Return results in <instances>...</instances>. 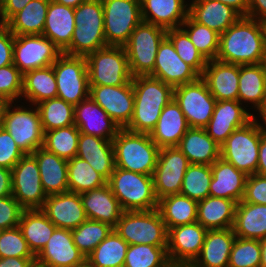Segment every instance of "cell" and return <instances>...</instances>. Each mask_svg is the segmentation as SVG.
I'll list each match as a JSON object with an SVG mask.
<instances>
[{
	"mask_svg": "<svg viewBox=\"0 0 266 267\" xmlns=\"http://www.w3.org/2000/svg\"><path fill=\"white\" fill-rule=\"evenodd\" d=\"M23 210L12 195L0 198V228L5 230L17 227Z\"/></svg>",
	"mask_w": 266,
	"mask_h": 267,
	"instance_id": "cell-55",
	"label": "cell"
},
{
	"mask_svg": "<svg viewBox=\"0 0 266 267\" xmlns=\"http://www.w3.org/2000/svg\"><path fill=\"white\" fill-rule=\"evenodd\" d=\"M253 119V113L238 100L217 101L206 133L222 145L237 128L246 125Z\"/></svg>",
	"mask_w": 266,
	"mask_h": 267,
	"instance_id": "cell-20",
	"label": "cell"
},
{
	"mask_svg": "<svg viewBox=\"0 0 266 267\" xmlns=\"http://www.w3.org/2000/svg\"><path fill=\"white\" fill-rule=\"evenodd\" d=\"M198 202L182 194L165 196L158 200V210L167 230L197 220Z\"/></svg>",
	"mask_w": 266,
	"mask_h": 267,
	"instance_id": "cell-40",
	"label": "cell"
},
{
	"mask_svg": "<svg viewBox=\"0 0 266 267\" xmlns=\"http://www.w3.org/2000/svg\"><path fill=\"white\" fill-rule=\"evenodd\" d=\"M188 15L218 34L224 33L241 17L231 7L216 0H189Z\"/></svg>",
	"mask_w": 266,
	"mask_h": 267,
	"instance_id": "cell-30",
	"label": "cell"
},
{
	"mask_svg": "<svg viewBox=\"0 0 266 267\" xmlns=\"http://www.w3.org/2000/svg\"><path fill=\"white\" fill-rule=\"evenodd\" d=\"M236 205L234 200L208 196L198 202L196 221L208 230L233 228Z\"/></svg>",
	"mask_w": 266,
	"mask_h": 267,
	"instance_id": "cell-35",
	"label": "cell"
},
{
	"mask_svg": "<svg viewBox=\"0 0 266 267\" xmlns=\"http://www.w3.org/2000/svg\"><path fill=\"white\" fill-rule=\"evenodd\" d=\"M89 86H122L132 80L124 46L108 45L86 56Z\"/></svg>",
	"mask_w": 266,
	"mask_h": 267,
	"instance_id": "cell-9",
	"label": "cell"
},
{
	"mask_svg": "<svg viewBox=\"0 0 266 267\" xmlns=\"http://www.w3.org/2000/svg\"><path fill=\"white\" fill-rule=\"evenodd\" d=\"M50 0H32L5 25L14 35L42 34Z\"/></svg>",
	"mask_w": 266,
	"mask_h": 267,
	"instance_id": "cell-41",
	"label": "cell"
},
{
	"mask_svg": "<svg viewBox=\"0 0 266 267\" xmlns=\"http://www.w3.org/2000/svg\"><path fill=\"white\" fill-rule=\"evenodd\" d=\"M181 27L187 32L191 42L207 61L216 59L220 34L195 22L189 15Z\"/></svg>",
	"mask_w": 266,
	"mask_h": 267,
	"instance_id": "cell-48",
	"label": "cell"
},
{
	"mask_svg": "<svg viewBox=\"0 0 266 267\" xmlns=\"http://www.w3.org/2000/svg\"><path fill=\"white\" fill-rule=\"evenodd\" d=\"M211 165L189 164L183 177L180 194L197 202L209 196Z\"/></svg>",
	"mask_w": 266,
	"mask_h": 267,
	"instance_id": "cell-49",
	"label": "cell"
},
{
	"mask_svg": "<svg viewBox=\"0 0 266 267\" xmlns=\"http://www.w3.org/2000/svg\"><path fill=\"white\" fill-rule=\"evenodd\" d=\"M209 196L234 200L239 203L244 195L247 175L221 157L212 165Z\"/></svg>",
	"mask_w": 266,
	"mask_h": 267,
	"instance_id": "cell-25",
	"label": "cell"
},
{
	"mask_svg": "<svg viewBox=\"0 0 266 267\" xmlns=\"http://www.w3.org/2000/svg\"><path fill=\"white\" fill-rule=\"evenodd\" d=\"M23 74L14 65L0 68V97L9 102H20L22 95ZM19 99V100H18Z\"/></svg>",
	"mask_w": 266,
	"mask_h": 267,
	"instance_id": "cell-53",
	"label": "cell"
},
{
	"mask_svg": "<svg viewBox=\"0 0 266 267\" xmlns=\"http://www.w3.org/2000/svg\"><path fill=\"white\" fill-rule=\"evenodd\" d=\"M43 131L74 125V106L60 98H51L36 105Z\"/></svg>",
	"mask_w": 266,
	"mask_h": 267,
	"instance_id": "cell-45",
	"label": "cell"
},
{
	"mask_svg": "<svg viewBox=\"0 0 266 267\" xmlns=\"http://www.w3.org/2000/svg\"><path fill=\"white\" fill-rule=\"evenodd\" d=\"M265 88L266 72L262 63L239 65L238 101L242 105L250 111L254 109V113L262 104Z\"/></svg>",
	"mask_w": 266,
	"mask_h": 267,
	"instance_id": "cell-36",
	"label": "cell"
},
{
	"mask_svg": "<svg viewBox=\"0 0 266 267\" xmlns=\"http://www.w3.org/2000/svg\"><path fill=\"white\" fill-rule=\"evenodd\" d=\"M107 45L124 46L143 21L140 0H101Z\"/></svg>",
	"mask_w": 266,
	"mask_h": 267,
	"instance_id": "cell-11",
	"label": "cell"
},
{
	"mask_svg": "<svg viewBox=\"0 0 266 267\" xmlns=\"http://www.w3.org/2000/svg\"><path fill=\"white\" fill-rule=\"evenodd\" d=\"M134 113L125 128L134 133H147L155 128L162 109L174 98V88L151 76L132 77Z\"/></svg>",
	"mask_w": 266,
	"mask_h": 267,
	"instance_id": "cell-2",
	"label": "cell"
},
{
	"mask_svg": "<svg viewBox=\"0 0 266 267\" xmlns=\"http://www.w3.org/2000/svg\"><path fill=\"white\" fill-rule=\"evenodd\" d=\"M189 128L185 115L173 98L162 109L158 122L149 135L159 148L177 147Z\"/></svg>",
	"mask_w": 266,
	"mask_h": 267,
	"instance_id": "cell-26",
	"label": "cell"
},
{
	"mask_svg": "<svg viewBox=\"0 0 266 267\" xmlns=\"http://www.w3.org/2000/svg\"><path fill=\"white\" fill-rule=\"evenodd\" d=\"M219 1L233 10H235L241 17H247L249 9V0H216Z\"/></svg>",
	"mask_w": 266,
	"mask_h": 267,
	"instance_id": "cell-63",
	"label": "cell"
},
{
	"mask_svg": "<svg viewBox=\"0 0 266 267\" xmlns=\"http://www.w3.org/2000/svg\"><path fill=\"white\" fill-rule=\"evenodd\" d=\"M3 232V229L2 228H0V236H1V233Z\"/></svg>",
	"mask_w": 266,
	"mask_h": 267,
	"instance_id": "cell-72",
	"label": "cell"
},
{
	"mask_svg": "<svg viewBox=\"0 0 266 267\" xmlns=\"http://www.w3.org/2000/svg\"><path fill=\"white\" fill-rule=\"evenodd\" d=\"M143 22L166 30L181 27L188 17L189 0H140Z\"/></svg>",
	"mask_w": 266,
	"mask_h": 267,
	"instance_id": "cell-27",
	"label": "cell"
},
{
	"mask_svg": "<svg viewBox=\"0 0 266 267\" xmlns=\"http://www.w3.org/2000/svg\"><path fill=\"white\" fill-rule=\"evenodd\" d=\"M14 35L5 24H0V68L13 64Z\"/></svg>",
	"mask_w": 266,
	"mask_h": 267,
	"instance_id": "cell-57",
	"label": "cell"
},
{
	"mask_svg": "<svg viewBox=\"0 0 266 267\" xmlns=\"http://www.w3.org/2000/svg\"><path fill=\"white\" fill-rule=\"evenodd\" d=\"M57 82V98L73 106L89 97V78L85 56L62 53L52 64Z\"/></svg>",
	"mask_w": 266,
	"mask_h": 267,
	"instance_id": "cell-12",
	"label": "cell"
},
{
	"mask_svg": "<svg viewBox=\"0 0 266 267\" xmlns=\"http://www.w3.org/2000/svg\"><path fill=\"white\" fill-rule=\"evenodd\" d=\"M76 156L86 160L107 181L114 171V148L110 140L80 133Z\"/></svg>",
	"mask_w": 266,
	"mask_h": 267,
	"instance_id": "cell-31",
	"label": "cell"
},
{
	"mask_svg": "<svg viewBox=\"0 0 266 267\" xmlns=\"http://www.w3.org/2000/svg\"><path fill=\"white\" fill-rule=\"evenodd\" d=\"M256 112H258V113H256ZM253 119L257 120L258 122H261V124L264 127H266V88H265V93H264V98H263L262 104L255 111V113H253Z\"/></svg>",
	"mask_w": 266,
	"mask_h": 267,
	"instance_id": "cell-64",
	"label": "cell"
},
{
	"mask_svg": "<svg viewBox=\"0 0 266 267\" xmlns=\"http://www.w3.org/2000/svg\"><path fill=\"white\" fill-rule=\"evenodd\" d=\"M53 1L61 5L77 8L81 3H84L87 0H53Z\"/></svg>",
	"mask_w": 266,
	"mask_h": 267,
	"instance_id": "cell-65",
	"label": "cell"
},
{
	"mask_svg": "<svg viewBox=\"0 0 266 267\" xmlns=\"http://www.w3.org/2000/svg\"><path fill=\"white\" fill-rule=\"evenodd\" d=\"M41 211L57 228L72 230L87 220L80 194L70 191L48 195Z\"/></svg>",
	"mask_w": 266,
	"mask_h": 267,
	"instance_id": "cell-22",
	"label": "cell"
},
{
	"mask_svg": "<svg viewBox=\"0 0 266 267\" xmlns=\"http://www.w3.org/2000/svg\"><path fill=\"white\" fill-rule=\"evenodd\" d=\"M262 64H263L265 72H266V51H265V54H264V57H263Z\"/></svg>",
	"mask_w": 266,
	"mask_h": 267,
	"instance_id": "cell-69",
	"label": "cell"
},
{
	"mask_svg": "<svg viewBox=\"0 0 266 267\" xmlns=\"http://www.w3.org/2000/svg\"><path fill=\"white\" fill-rule=\"evenodd\" d=\"M190 164L212 165L220 158L218 145L204 128L190 127L177 146Z\"/></svg>",
	"mask_w": 266,
	"mask_h": 267,
	"instance_id": "cell-34",
	"label": "cell"
},
{
	"mask_svg": "<svg viewBox=\"0 0 266 267\" xmlns=\"http://www.w3.org/2000/svg\"><path fill=\"white\" fill-rule=\"evenodd\" d=\"M12 196L24 210L41 209L47 195L41 184L36 158L25 154L11 169Z\"/></svg>",
	"mask_w": 266,
	"mask_h": 267,
	"instance_id": "cell-13",
	"label": "cell"
},
{
	"mask_svg": "<svg viewBox=\"0 0 266 267\" xmlns=\"http://www.w3.org/2000/svg\"><path fill=\"white\" fill-rule=\"evenodd\" d=\"M114 230L129 245L168 246V230L158 209L124 211Z\"/></svg>",
	"mask_w": 266,
	"mask_h": 267,
	"instance_id": "cell-6",
	"label": "cell"
},
{
	"mask_svg": "<svg viewBox=\"0 0 266 267\" xmlns=\"http://www.w3.org/2000/svg\"><path fill=\"white\" fill-rule=\"evenodd\" d=\"M113 230L110 224L87 219L71 233L74 244L87 257Z\"/></svg>",
	"mask_w": 266,
	"mask_h": 267,
	"instance_id": "cell-47",
	"label": "cell"
},
{
	"mask_svg": "<svg viewBox=\"0 0 266 267\" xmlns=\"http://www.w3.org/2000/svg\"><path fill=\"white\" fill-rule=\"evenodd\" d=\"M173 88L193 82L200 75L177 54L171 40L166 36L159 45L153 72L149 75Z\"/></svg>",
	"mask_w": 266,
	"mask_h": 267,
	"instance_id": "cell-19",
	"label": "cell"
},
{
	"mask_svg": "<svg viewBox=\"0 0 266 267\" xmlns=\"http://www.w3.org/2000/svg\"><path fill=\"white\" fill-rule=\"evenodd\" d=\"M235 238L233 228L208 230L200 254L189 267H228Z\"/></svg>",
	"mask_w": 266,
	"mask_h": 267,
	"instance_id": "cell-29",
	"label": "cell"
},
{
	"mask_svg": "<svg viewBox=\"0 0 266 267\" xmlns=\"http://www.w3.org/2000/svg\"><path fill=\"white\" fill-rule=\"evenodd\" d=\"M9 101L0 97V127L3 126L4 113Z\"/></svg>",
	"mask_w": 266,
	"mask_h": 267,
	"instance_id": "cell-66",
	"label": "cell"
},
{
	"mask_svg": "<svg viewBox=\"0 0 266 267\" xmlns=\"http://www.w3.org/2000/svg\"><path fill=\"white\" fill-rule=\"evenodd\" d=\"M9 102L5 109L3 126L24 154H33L42 148L44 131L36 105ZM28 106V107H27Z\"/></svg>",
	"mask_w": 266,
	"mask_h": 267,
	"instance_id": "cell-7",
	"label": "cell"
},
{
	"mask_svg": "<svg viewBox=\"0 0 266 267\" xmlns=\"http://www.w3.org/2000/svg\"><path fill=\"white\" fill-rule=\"evenodd\" d=\"M76 27L71 44L62 52L71 56H87L108 46L104 35V12L101 0H87L74 8Z\"/></svg>",
	"mask_w": 266,
	"mask_h": 267,
	"instance_id": "cell-4",
	"label": "cell"
},
{
	"mask_svg": "<svg viewBox=\"0 0 266 267\" xmlns=\"http://www.w3.org/2000/svg\"><path fill=\"white\" fill-rule=\"evenodd\" d=\"M86 260L73 242L71 230L56 228L36 255V267H71Z\"/></svg>",
	"mask_w": 266,
	"mask_h": 267,
	"instance_id": "cell-21",
	"label": "cell"
},
{
	"mask_svg": "<svg viewBox=\"0 0 266 267\" xmlns=\"http://www.w3.org/2000/svg\"><path fill=\"white\" fill-rule=\"evenodd\" d=\"M0 267H36V258H0Z\"/></svg>",
	"mask_w": 266,
	"mask_h": 267,
	"instance_id": "cell-60",
	"label": "cell"
},
{
	"mask_svg": "<svg viewBox=\"0 0 266 267\" xmlns=\"http://www.w3.org/2000/svg\"><path fill=\"white\" fill-rule=\"evenodd\" d=\"M107 184L124 211L158 208L153 176L115 167Z\"/></svg>",
	"mask_w": 266,
	"mask_h": 267,
	"instance_id": "cell-5",
	"label": "cell"
},
{
	"mask_svg": "<svg viewBox=\"0 0 266 267\" xmlns=\"http://www.w3.org/2000/svg\"><path fill=\"white\" fill-rule=\"evenodd\" d=\"M68 190L78 194L98 189L107 184V180L86 161L77 156L67 163Z\"/></svg>",
	"mask_w": 266,
	"mask_h": 267,
	"instance_id": "cell-43",
	"label": "cell"
},
{
	"mask_svg": "<svg viewBox=\"0 0 266 267\" xmlns=\"http://www.w3.org/2000/svg\"><path fill=\"white\" fill-rule=\"evenodd\" d=\"M201 77L217 101L238 100L239 65L210 60Z\"/></svg>",
	"mask_w": 266,
	"mask_h": 267,
	"instance_id": "cell-24",
	"label": "cell"
},
{
	"mask_svg": "<svg viewBox=\"0 0 266 267\" xmlns=\"http://www.w3.org/2000/svg\"><path fill=\"white\" fill-rule=\"evenodd\" d=\"M260 240L235 238L233 242L228 267H260Z\"/></svg>",
	"mask_w": 266,
	"mask_h": 267,
	"instance_id": "cell-51",
	"label": "cell"
},
{
	"mask_svg": "<svg viewBox=\"0 0 266 267\" xmlns=\"http://www.w3.org/2000/svg\"><path fill=\"white\" fill-rule=\"evenodd\" d=\"M174 99L189 126L197 128H205L208 125L217 102L201 76L193 82L175 87Z\"/></svg>",
	"mask_w": 266,
	"mask_h": 267,
	"instance_id": "cell-14",
	"label": "cell"
},
{
	"mask_svg": "<svg viewBox=\"0 0 266 267\" xmlns=\"http://www.w3.org/2000/svg\"><path fill=\"white\" fill-rule=\"evenodd\" d=\"M57 98V82L53 66L34 69L23 74L21 101L37 105Z\"/></svg>",
	"mask_w": 266,
	"mask_h": 267,
	"instance_id": "cell-38",
	"label": "cell"
},
{
	"mask_svg": "<svg viewBox=\"0 0 266 267\" xmlns=\"http://www.w3.org/2000/svg\"><path fill=\"white\" fill-rule=\"evenodd\" d=\"M32 155L37 160L41 184L47 196L69 191L67 160L48 152L43 147Z\"/></svg>",
	"mask_w": 266,
	"mask_h": 267,
	"instance_id": "cell-33",
	"label": "cell"
},
{
	"mask_svg": "<svg viewBox=\"0 0 266 267\" xmlns=\"http://www.w3.org/2000/svg\"><path fill=\"white\" fill-rule=\"evenodd\" d=\"M189 164L187 157L178 147L160 148L153 174L154 190L158 200L180 193Z\"/></svg>",
	"mask_w": 266,
	"mask_h": 267,
	"instance_id": "cell-17",
	"label": "cell"
},
{
	"mask_svg": "<svg viewBox=\"0 0 266 267\" xmlns=\"http://www.w3.org/2000/svg\"><path fill=\"white\" fill-rule=\"evenodd\" d=\"M124 267H173L167 254V246L148 244L129 245Z\"/></svg>",
	"mask_w": 266,
	"mask_h": 267,
	"instance_id": "cell-46",
	"label": "cell"
},
{
	"mask_svg": "<svg viewBox=\"0 0 266 267\" xmlns=\"http://www.w3.org/2000/svg\"><path fill=\"white\" fill-rule=\"evenodd\" d=\"M112 143L115 167L153 176L160 148L149 134L120 129Z\"/></svg>",
	"mask_w": 266,
	"mask_h": 267,
	"instance_id": "cell-3",
	"label": "cell"
},
{
	"mask_svg": "<svg viewBox=\"0 0 266 267\" xmlns=\"http://www.w3.org/2000/svg\"><path fill=\"white\" fill-rule=\"evenodd\" d=\"M18 227L35 256L44 248L57 228L41 209L23 210Z\"/></svg>",
	"mask_w": 266,
	"mask_h": 267,
	"instance_id": "cell-39",
	"label": "cell"
},
{
	"mask_svg": "<svg viewBox=\"0 0 266 267\" xmlns=\"http://www.w3.org/2000/svg\"><path fill=\"white\" fill-rule=\"evenodd\" d=\"M261 244V263L260 267H266V238L260 240Z\"/></svg>",
	"mask_w": 266,
	"mask_h": 267,
	"instance_id": "cell-67",
	"label": "cell"
},
{
	"mask_svg": "<svg viewBox=\"0 0 266 267\" xmlns=\"http://www.w3.org/2000/svg\"><path fill=\"white\" fill-rule=\"evenodd\" d=\"M247 17L263 21L266 18V0H249Z\"/></svg>",
	"mask_w": 266,
	"mask_h": 267,
	"instance_id": "cell-59",
	"label": "cell"
},
{
	"mask_svg": "<svg viewBox=\"0 0 266 267\" xmlns=\"http://www.w3.org/2000/svg\"><path fill=\"white\" fill-rule=\"evenodd\" d=\"M74 8L50 0L42 35L49 38L62 52L71 44L76 27Z\"/></svg>",
	"mask_w": 266,
	"mask_h": 267,
	"instance_id": "cell-32",
	"label": "cell"
},
{
	"mask_svg": "<svg viewBox=\"0 0 266 267\" xmlns=\"http://www.w3.org/2000/svg\"><path fill=\"white\" fill-rule=\"evenodd\" d=\"M166 36L173 43L180 58L202 76L208 61L196 49L187 32L182 27L172 28L166 31Z\"/></svg>",
	"mask_w": 266,
	"mask_h": 267,
	"instance_id": "cell-50",
	"label": "cell"
},
{
	"mask_svg": "<svg viewBox=\"0 0 266 267\" xmlns=\"http://www.w3.org/2000/svg\"><path fill=\"white\" fill-rule=\"evenodd\" d=\"M264 32H265V41H266V18L262 21Z\"/></svg>",
	"mask_w": 266,
	"mask_h": 267,
	"instance_id": "cell-70",
	"label": "cell"
},
{
	"mask_svg": "<svg viewBox=\"0 0 266 267\" xmlns=\"http://www.w3.org/2000/svg\"><path fill=\"white\" fill-rule=\"evenodd\" d=\"M234 233L238 238L262 240L266 238V205L237 203Z\"/></svg>",
	"mask_w": 266,
	"mask_h": 267,
	"instance_id": "cell-37",
	"label": "cell"
},
{
	"mask_svg": "<svg viewBox=\"0 0 266 267\" xmlns=\"http://www.w3.org/2000/svg\"><path fill=\"white\" fill-rule=\"evenodd\" d=\"M256 174L266 176V127L262 125V137L259 145L258 165Z\"/></svg>",
	"mask_w": 266,
	"mask_h": 267,
	"instance_id": "cell-61",
	"label": "cell"
},
{
	"mask_svg": "<svg viewBox=\"0 0 266 267\" xmlns=\"http://www.w3.org/2000/svg\"><path fill=\"white\" fill-rule=\"evenodd\" d=\"M32 0H4L0 10V24H6Z\"/></svg>",
	"mask_w": 266,
	"mask_h": 267,
	"instance_id": "cell-58",
	"label": "cell"
},
{
	"mask_svg": "<svg viewBox=\"0 0 266 267\" xmlns=\"http://www.w3.org/2000/svg\"><path fill=\"white\" fill-rule=\"evenodd\" d=\"M71 267H95L94 265H92L87 259L85 261H83L80 264L71 266Z\"/></svg>",
	"mask_w": 266,
	"mask_h": 267,
	"instance_id": "cell-68",
	"label": "cell"
},
{
	"mask_svg": "<svg viewBox=\"0 0 266 267\" xmlns=\"http://www.w3.org/2000/svg\"><path fill=\"white\" fill-rule=\"evenodd\" d=\"M12 195L11 170L0 167V198Z\"/></svg>",
	"mask_w": 266,
	"mask_h": 267,
	"instance_id": "cell-62",
	"label": "cell"
},
{
	"mask_svg": "<svg viewBox=\"0 0 266 267\" xmlns=\"http://www.w3.org/2000/svg\"><path fill=\"white\" fill-rule=\"evenodd\" d=\"M87 219L117 225L124 210L108 184L80 194Z\"/></svg>",
	"mask_w": 266,
	"mask_h": 267,
	"instance_id": "cell-28",
	"label": "cell"
},
{
	"mask_svg": "<svg viewBox=\"0 0 266 267\" xmlns=\"http://www.w3.org/2000/svg\"><path fill=\"white\" fill-rule=\"evenodd\" d=\"M89 96L107 112L120 129L129 125L134 113L132 80L122 86H90Z\"/></svg>",
	"mask_w": 266,
	"mask_h": 267,
	"instance_id": "cell-18",
	"label": "cell"
},
{
	"mask_svg": "<svg viewBox=\"0 0 266 267\" xmlns=\"http://www.w3.org/2000/svg\"><path fill=\"white\" fill-rule=\"evenodd\" d=\"M80 131L75 125L44 132L43 148L65 160L76 156Z\"/></svg>",
	"mask_w": 266,
	"mask_h": 267,
	"instance_id": "cell-44",
	"label": "cell"
},
{
	"mask_svg": "<svg viewBox=\"0 0 266 267\" xmlns=\"http://www.w3.org/2000/svg\"><path fill=\"white\" fill-rule=\"evenodd\" d=\"M262 124L252 119L237 128L220 146V157L247 176L256 174Z\"/></svg>",
	"mask_w": 266,
	"mask_h": 267,
	"instance_id": "cell-8",
	"label": "cell"
},
{
	"mask_svg": "<svg viewBox=\"0 0 266 267\" xmlns=\"http://www.w3.org/2000/svg\"><path fill=\"white\" fill-rule=\"evenodd\" d=\"M74 125L80 133L112 141L120 128L90 96L74 106Z\"/></svg>",
	"mask_w": 266,
	"mask_h": 267,
	"instance_id": "cell-23",
	"label": "cell"
},
{
	"mask_svg": "<svg viewBox=\"0 0 266 267\" xmlns=\"http://www.w3.org/2000/svg\"><path fill=\"white\" fill-rule=\"evenodd\" d=\"M207 231L197 221L168 230L167 254L173 267H189L195 261Z\"/></svg>",
	"mask_w": 266,
	"mask_h": 267,
	"instance_id": "cell-16",
	"label": "cell"
},
{
	"mask_svg": "<svg viewBox=\"0 0 266 267\" xmlns=\"http://www.w3.org/2000/svg\"><path fill=\"white\" fill-rule=\"evenodd\" d=\"M62 51L42 34L14 36L13 64L22 74L51 66Z\"/></svg>",
	"mask_w": 266,
	"mask_h": 267,
	"instance_id": "cell-15",
	"label": "cell"
},
{
	"mask_svg": "<svg viewBox=\"0 0 266 267\" xmlns=\"http://www.w3.org/2000/svg\"><path fill=\"white\" fill-rule=\"evenodd\" d=\"M242 201L266 205V176L259 174L247 176Z\"/></svg>",
	"mask_w": 266,
	"mask_h": 267,
	"instance_id": "cell-56",
	"label": "cell"
},
{
	"mask_svg": "<svg viewBox=\"0 0 266 267\" xmlns=\"http://www.w3.org/2000/svg\"><path fill=\"white\" fill-rule=\"evenodd\" d=\"M36 258L29 249L20 228L5 229L0 236V258Z\"/></svg>",
	"mask_w": 266,
	"mask_h": 267,
	"instance_id": "cell-52",
	"label": "cell"
},
{
	"mask_svg": "<svg viewBox=\"0 0 266 267\" xmlns=\"http://www.w3.org/2000/svg\"><path fill=\"white\" fill-rule=\"evenodd\" d=\"M3 3H4V0H0V10H1L2 6H3Z\"/></svg>",
	"mask_w": 266,
	"mask_h": 267,
	"instance_id": "cell-71",
	"label": "cell"
},
{
	"mask_svg": "<svg viewBox=\"0 0 266 267\" xmlns=\"http://www.w3.org/2000/svg\"><path fill=\"white\" fill-rule=\"evenodd\" d=\"M266 51L262 21L240 17L219 37L216 59L236 65L260 64Z\"/></svg>",
	"mask_w": 266,
	"mask_h": 267,
	"instance_id": "cell-1",
	"label": "cell"
},
{
	"mask_svg": "<svg viewBox=\"0 0 266 267\" xmlns=\"http://www.w3.org/2000/svg\"><path fill=\"white\" fill-rule=\"evenodd\" d=\"M24 155L7 130L0 127V167L11 170Z\"/></svg>",
	"mask_w": 266,
	"mask_h": 267,
	"instance_id": "cell-54",
	"label": "cell"
},
{
	"mask_svg": "<svg viewBox=\"0 0 266 267\" xmlns=\"http://www.w3.org/2000/svg\"><path fill=\"white\" fill-rule=\"evenodd\" d=\"M129 244L113 230L86 257L95 267H124Z\"/></svg>",
	"mask_w": 266,
	"mask_h": 267,
	"instance_id": "cell-42",
	"label": "cell"
},
{
	"mask_svg": "<svg viewBox=\"0 0 266 267\" xmlns=\"http://www.w3.org/2000/svg\"><path fill=\"white\" fill-rule=\"evenodd\" d=\"M166 31L143 21L133 30L124 45L132 77L148 76L153 72L158 48L166 37Z\"/></svg>",
	"mask_w": 266,
	"mask_h": 267,
	"instance_id": "cell-10",
	"label": "cell"
}]
</instances>
